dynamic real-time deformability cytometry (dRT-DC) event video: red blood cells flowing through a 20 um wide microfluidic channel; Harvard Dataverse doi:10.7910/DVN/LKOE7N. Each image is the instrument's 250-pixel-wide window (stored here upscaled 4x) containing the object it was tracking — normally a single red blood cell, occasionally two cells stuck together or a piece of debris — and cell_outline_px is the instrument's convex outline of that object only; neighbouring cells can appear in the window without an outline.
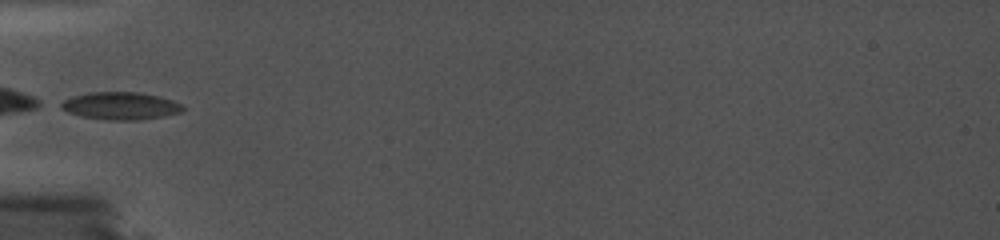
{"species": "common noctule bat (a hibernating species)", "species_latin": "Nyctalus noctula", "temperature_condition": "cold", "stored_images_in_passage": 42, "camera_frame_rate_fps": 5000, "um_per_image_px": 0.085, "animal": {"sex": "female", "body_mass_g": 19.0, "forearm_length_mm": 56.7}, "frame": {"image": 1, "passage_image": 1, "time_ms": 0.0, "image_size_px": [1000, 240], "cell_outline_px": [[184, 108], [180, 112], [164, 116], [136, 120], [108, 120], [80, 116], [68, 112], [60, 108], [56, 104], [72, 96], [88, 92], [140, 92], [160, 96], [172, 100], [180, 104]], "centroid_in_image_um": [10.19, 8.99], "position_along_channel_um": 74.8, "area_um2": 19.65}}